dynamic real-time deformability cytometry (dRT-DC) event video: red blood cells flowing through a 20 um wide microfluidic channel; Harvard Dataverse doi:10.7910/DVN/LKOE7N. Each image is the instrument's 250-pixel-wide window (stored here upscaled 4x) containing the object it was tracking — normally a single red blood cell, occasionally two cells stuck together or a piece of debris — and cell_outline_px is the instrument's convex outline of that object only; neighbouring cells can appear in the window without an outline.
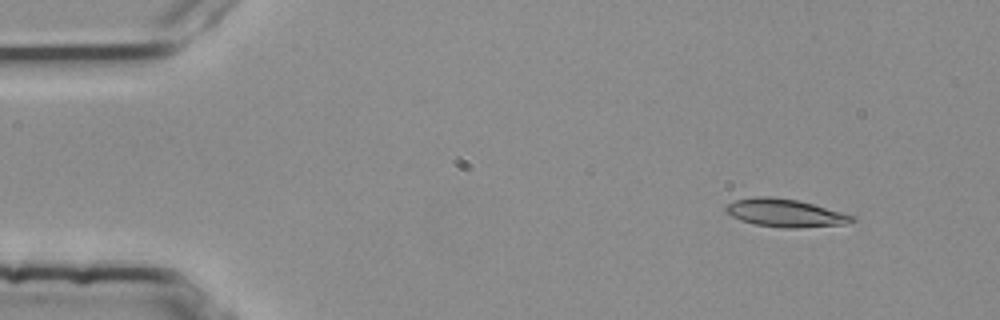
{"species": "common noctule bat (a hibernating species)", "species_latin": "Nyctalus noctula", "temperature_condition": "room temperature", "stored_images_in_passage": 4, "camera_frame_rate_fps": 3000, "um_per_image_px": 0.085, "animal": {"sex": "female", "body_mass_g": 25.1}, "frame": {"image": 1, "passage_image": 2, "time_ms": 0.333, "image_size_px": [1000, 320], "cell_outline_px": [[856, 220], [844, 224], [796, 228], [784, 228], [756, 224], [740, 220], [724, 212], [724, 208], [728, 204], [736, 200], [752, 196], [768, 196], [796, 200], [812, 204], [840, 212], [852, 216]], "centroid_in_image_um": [66.67, 18.1], "position_along_channel_um": 18.3, "area_um2": 20.23}}